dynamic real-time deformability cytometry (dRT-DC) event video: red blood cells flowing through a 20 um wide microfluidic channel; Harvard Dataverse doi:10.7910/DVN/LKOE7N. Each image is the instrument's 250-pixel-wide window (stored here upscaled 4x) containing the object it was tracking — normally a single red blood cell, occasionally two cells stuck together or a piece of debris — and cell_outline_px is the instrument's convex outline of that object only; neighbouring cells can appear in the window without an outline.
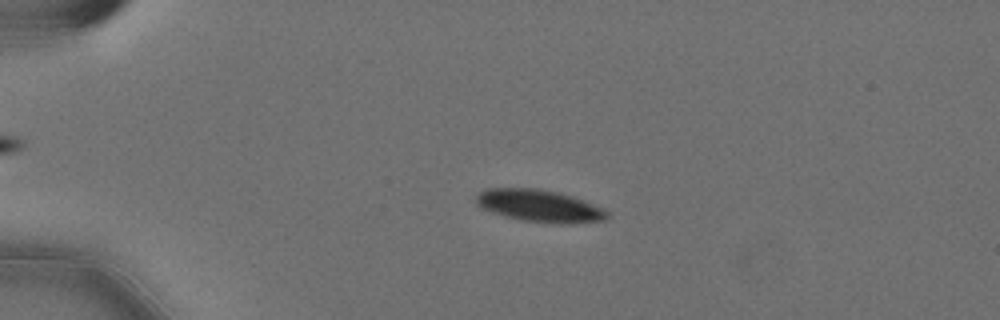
{"species": "Egyptian fruit bat (a non-hibernating species)", "species_latin": "Rousettus aegyptiacus", "temperature_condition": "cold", "stored_images_in_passage": 58, "camera_frame_rate_fps": 3000, "um_per_image_px": 0.085, "animal": {"sex": "female"}, "frame": {"image": 1, "passage_image": 14, "time_ms": 4.333, "image_size_px": [1000, 320], "cell_outline_px": [[608, 216], [604, 220], [568, 224], [560, 224], [524, 220], [492, 212], [480, 208], [476, 204], [476, 196], [480, 192], [488, 188], [536, 188], [556, 192], [572, 196], [584, 200], [604, 208], [608, 212]], "centroid_in_image_um": [45.86, 17.49], "position_along_channel_um": 39.1, "area_um2": 24.45}}
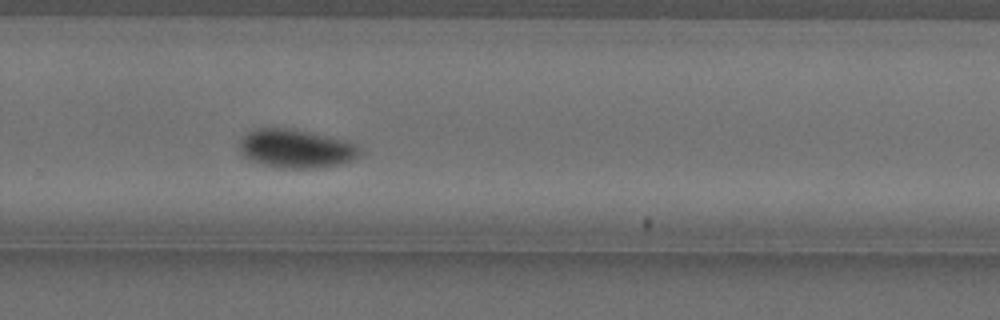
{"frame": {"image": 2, "passage_image": 40, "time_ms": 13.0, "image_size_px": [1000, 320], "cell_outline_px": [[360, 152], [356, 156], [340, 164], [316, 168], [276, 168], [248, 160], [240, 152], [240, 140], [248, 132], [256, 128], [288, 128], [308, 132], [344, 140], [356, 144], [360, 148]], "centroid_in_image_um": [25.1, 12.64], "position_along_channel_um": 304.7, "area_um2": 26.82}}
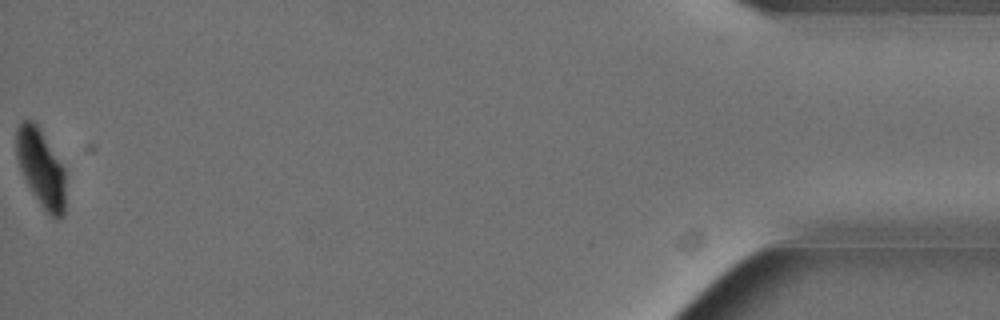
{"frame": {"image": 3, "passage_image": 58, "time_ms": 19.0, "image_size_px": [1000, 320], "cell_outline_px": [[64, 216], [60, 220], [56, 220], [40, 204], [24, 180], [16, 156], [16, 128], [24, 120], [32, 120], [36, 124], [64, 168]], "centroid_in_image_um": [3.46, 14.31], "position_along_channel_um": 431.7, "area_um2": 21.91}, "authors_computed_cell_mechanics": {"area_um2": 25.0563, "velocity_mm_per_s": 3.5606, "shape_relaxation_time_tau1_ms": 4.1108, "shape_relaxation_time_tau2_ms": 4.7903, "deformation_change_tau1": 0.1443, "deformation_change_tau2": 0.0347}}